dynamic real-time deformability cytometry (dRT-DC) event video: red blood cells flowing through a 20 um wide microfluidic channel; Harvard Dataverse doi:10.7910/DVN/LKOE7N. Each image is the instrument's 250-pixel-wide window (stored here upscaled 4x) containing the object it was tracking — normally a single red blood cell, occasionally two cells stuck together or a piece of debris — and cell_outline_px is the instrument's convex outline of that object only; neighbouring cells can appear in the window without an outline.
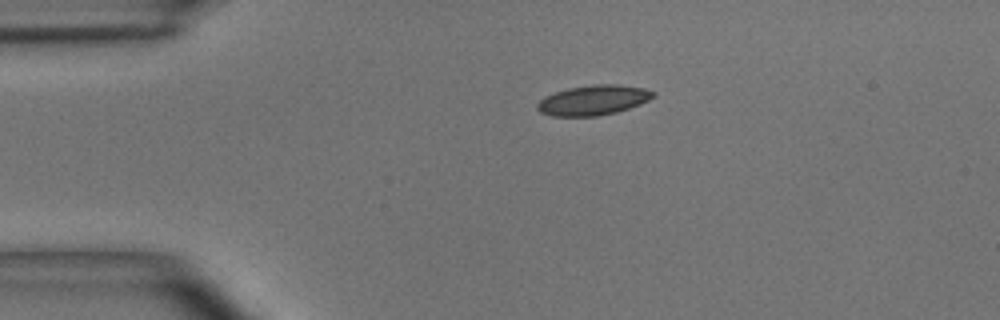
{"species": "common noctule bat (a hibernating species)", "species_latin": "Nyctalus noctula", "temperature_condition": "room temperature", "stored_images_in_passage": 2, "camera_frame_rate_fps": 3000, "um_per_image_px": 0.085, "animal": {"sex": "male", "body_mass_g": 15.6}, "frame": {"image": 1, "passage_image": 1, "time_ms": 0.0, "image_size_px": [1000, 320], "cell_outline_px": [[656, 96], [640, 104], [616, 112], [596, 116], [552, 116], [540, 112], [536, 108], [536, 104], [544, 96], [568, 88], [596, 84], [616, 84], [644, 88], [656, 92]], "centroid_in_image_um": [50.43, 8.51], "position_along_channel_um": 34.6, "area_um2": 20.23}}